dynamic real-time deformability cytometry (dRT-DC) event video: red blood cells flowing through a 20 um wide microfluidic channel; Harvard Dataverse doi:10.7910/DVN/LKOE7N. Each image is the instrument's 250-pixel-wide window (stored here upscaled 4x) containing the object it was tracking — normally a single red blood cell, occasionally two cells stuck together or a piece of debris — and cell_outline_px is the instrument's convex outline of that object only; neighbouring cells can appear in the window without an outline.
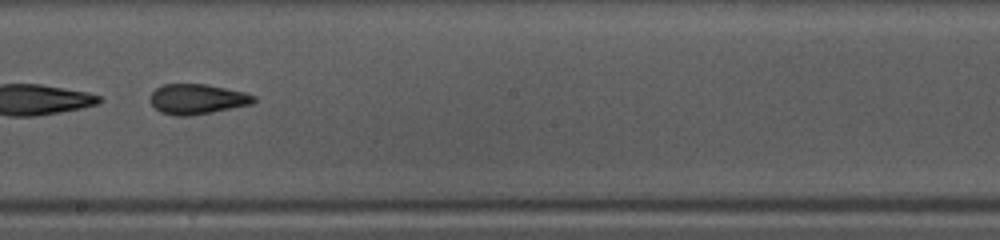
{"species": "common noctule bat (a hibernating species)", "species_latin": "Nyctalus noctula", "temperature_condition": "warm", "stored_images_in_passage": 46, "camera_frame_rate_fps": 3000, "um_per_image_px": 0.085, "animal": {"sex": "female", "body_mass_g": 10.0, "forearm_length_mm": 53.1}, "frame": {"image": 1, "passage_image": 27, "time_ms": 8.667, "image_size_px": [1000, 240], "cell_outline_px": [[256, 100], [252, 104], [192, 116], [176, 116], [160, 112], [152, 104], [152, 92], [156, 88], [164, 84], [208, 84], [244, 92], [256, 96]], "centroid_in_image_um": [16.79, 8.42], "position_along_channel_um": 231.4, "area_um2": 18.15}}
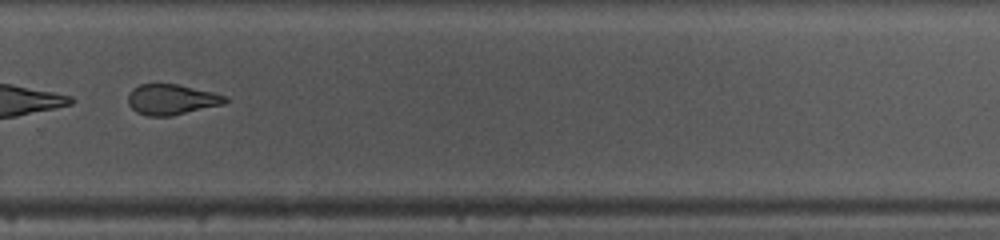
{"frame": {"image": 2, "passage_image": 33, "time_ms": 10.667, "image_size_px": [1000, 240], "cell_outline_px": [[228, 100], [224, 104], [172, 116], [148, 116], [136, 112], [128, 104], [128, 96], [132, 88], [140, 84], [176, 84], [212, 92], [224, 96]], "centroid_in_image_um": [14.55, 8.46], "position_along_channel_um": 315.2, "area_um2": 17.17}, "authors_computed_cell_mechanics": {"area_um2": 26.1834, "velocity_mm_per_s": 4.1984, "shape_relaxation_time_tau1_ms": 4.9296, "shape_relaxation_time_tau2_ms": 1.6676, "deformation_change_tau1": 0.1575, "deformation_change_tau2": 0.0918}}